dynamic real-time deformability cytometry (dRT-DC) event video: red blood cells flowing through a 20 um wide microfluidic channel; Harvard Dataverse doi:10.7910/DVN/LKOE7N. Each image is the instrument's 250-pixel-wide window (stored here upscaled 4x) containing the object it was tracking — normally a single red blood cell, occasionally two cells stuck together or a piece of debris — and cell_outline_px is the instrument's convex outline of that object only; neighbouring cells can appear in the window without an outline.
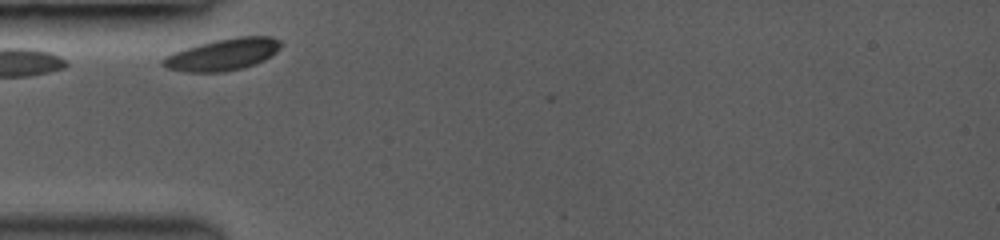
{"species": "common noctule bat (a hibernating species)", "species_latin": "Nyctalus noctula", "temperature_condition": "room temperature", "stored_images_in_passage": 11, "camera_frame_rate_fps": 3000, "um_per_image_px": 0.085, "animal": {"sex": "female", "body_mass_g": 19.0, "forearm_length_mm": 53.3}, "frame": {"image": 1, "passage_image": 2, "time_ms": 0.667, "image_size_px": [1000, 240], "cell_outline_px": [[284, 44], [272, 56], [264, 60], [244, 68], [224, 72], [184, 72], [168, 68], [160, 64], [160, 60], [176, 52], [200, 44], [216, 40], [236, 36], [272, 36], [280, 40]], "centroid_in_image_um": [19.01, 4.63], "position_along_channel_um": 66.0, "area_um2": 21.85}}
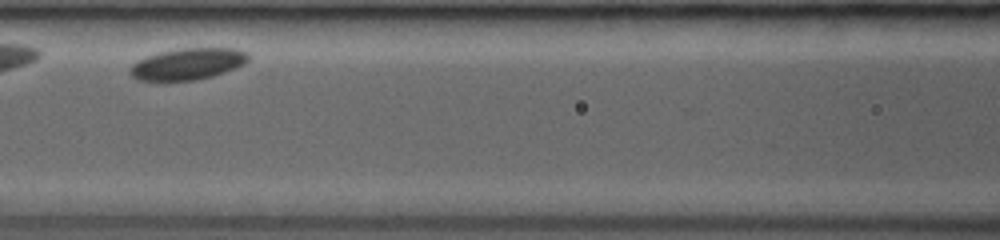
{"frame": {"image": 2, "passage_image": 5, "time_ms": 3.0, "image_size_px": [1000, 240], "cell_outline_px": [[248, 60], [244, 64], [236, 68], [212, 76], [196, 80], [164, 84], [160, 84], [136, 80], [128, 72], [128, 68], [136, 60], [160, 52], [180, 48], [236, 48], [248, 52]], "centroid_in_image_um": [15.86, 5.49], "position_along_channel_um": 150.7, "area_um2": 22.72}}
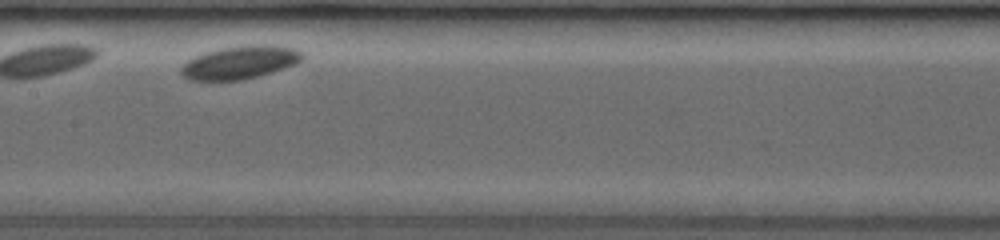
{"frame": {"image": 3, "passage_image": 8, "time_ms": 4.0, "image_size_px": [1000, 240], "cell_outline_px": [[304, 56], [296, 64], [272, 72], [240, 80], [188, 80], [180, 72], [180, 68], [188, 60], [196, 56], [220, 48], [252, 44], [268, 44], [296, 48], [304, 52]], "centroid_in_image_um": [20.44, 5.29], "position_along_channel_um": 187.0, "area_um2": 23.29}}